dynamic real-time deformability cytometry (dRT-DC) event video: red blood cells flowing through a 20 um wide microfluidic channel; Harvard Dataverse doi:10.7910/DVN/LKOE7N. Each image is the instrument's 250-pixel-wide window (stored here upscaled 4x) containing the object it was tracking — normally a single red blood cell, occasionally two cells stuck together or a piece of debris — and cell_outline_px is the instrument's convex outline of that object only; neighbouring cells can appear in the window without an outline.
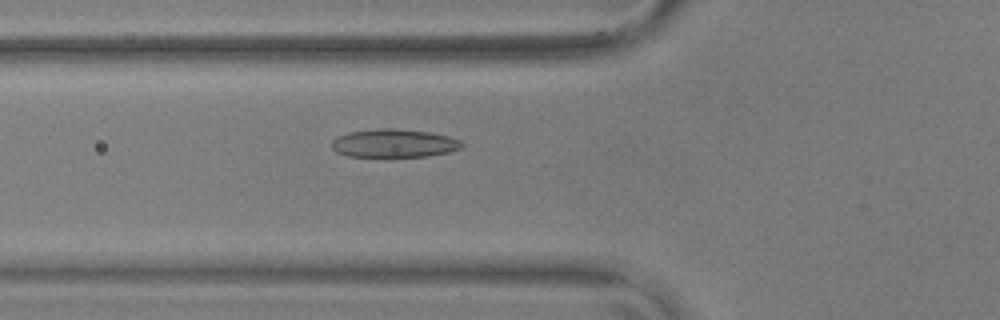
{"species": "common noctule bat (a hibernating species)", "species_latin": "Nyctalus noctula", "temperature_condition": "warm", "stored_images_in_passage": 44, "camera_frame_rate_fps": 3000, "um_per_image_px": 0.085, "animal": {"sex": "male", "body_mass_g": 17.9, "forearm_length_mm": 54.2}, "frame": {"image": 1, "passage_image": 12, "time_ms": 3.667, "image_size_px": [1000, 320], "cell_outline_px": [[464, 148], [448, 152], [428, 156], [392, 160], [384, 160], [348, 156], [336, 152], [332, 148], [332, 140], [336, 136], [348, 132], [376, 128], [396, 128], [428, 132], [448, 136], [460, 140], [464, 144]], "centroid_in_image_um": [33.46, 12.23], "position_along_channel_um": 92.3, "area_um2": 22.83}}
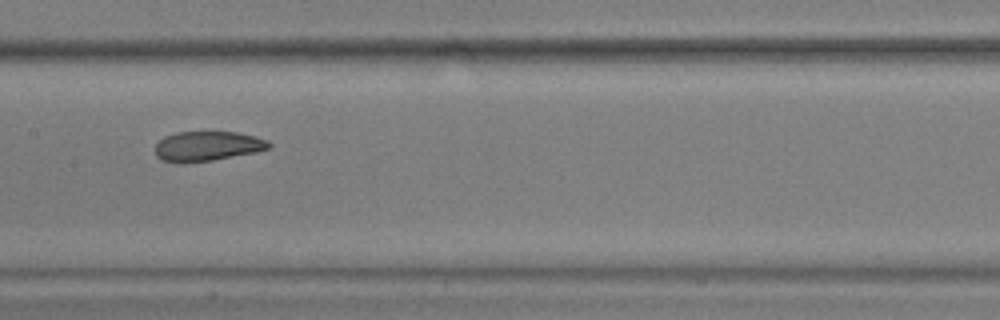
{"frame": {"image": 2, "passage_image": 20, "time_ms": 6.333, "image_size_px": [1000, 320], "cell_outline_px": [[272, 148], [256, 152], [212, 160], [184, 164], [160, 160], [156, 156], [156, 144], [164, 136], [176, 132], [236, 132], [256, 136], [268, 140], [272, 144]], "centroid_in_image_um": [17.64, 12.43], "position_along_channel_um": 189.8, "area_um2": 20.0}}
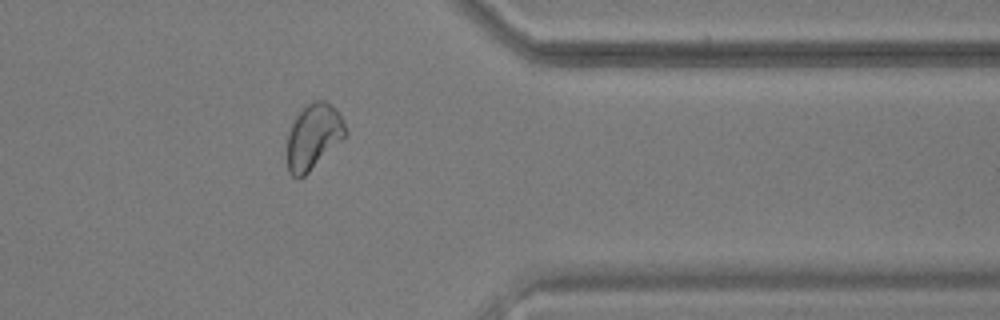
{"frame": {"image": 3, "passage_image": 37, "time_ms": 12.0, "image_size_px": [1000, 320], "cell_outline_px": [[348, 132], [300, 180], [296, 180], [288, 172], [284, 152], [288, 132], [296, 116], [308, 104], [316, 100], [324, 100], [332, 104], [336, 108], [344, 120]], "centroid_in_image_um": [26.58, 11.63], "position_along_channel_um": 384.8, "area_um2": 22.48}}